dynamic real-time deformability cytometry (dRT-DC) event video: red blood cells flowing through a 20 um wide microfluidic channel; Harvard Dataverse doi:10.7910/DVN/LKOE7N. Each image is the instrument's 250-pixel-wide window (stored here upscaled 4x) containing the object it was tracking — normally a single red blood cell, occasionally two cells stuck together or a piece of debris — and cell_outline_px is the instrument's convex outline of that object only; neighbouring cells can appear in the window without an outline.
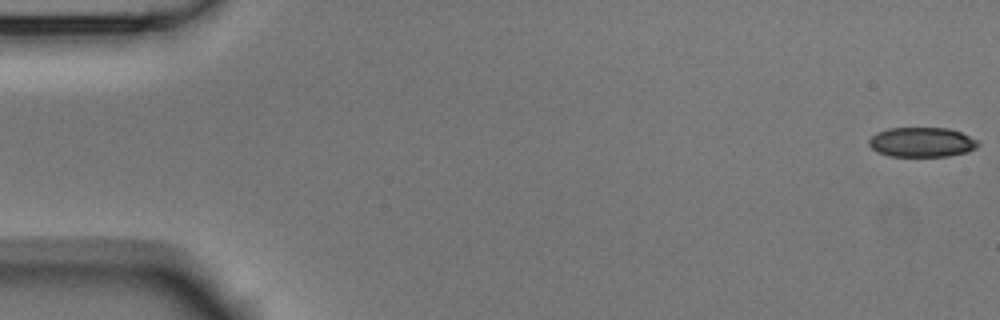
{"species": "Egyptian fruit bat (a non-hibernating species)", "species_latin": "Rousettus aegyptiacus", "temperature_condition": "room temperature", "stored_images_in_passage": 4, "segment_of_instrument_passage": [2, 2], "camera_frame_rate_fps": 3000, "um_per_image_px": 0.085, "animal": {"sex": "male"}, "frame": {"image": 1, "passage_image": 4, "time_ms": 1.0, "image_size_px": [1000, 320], "cell_outline_px": [[980, 144], [976, 148], [968, 152], [948, 156], [888, 156], [872, 148], [868, 144], [868, 140], [876, 132], [888, 128], [948, 128], [960, 132], [976, 140]], "centroid_in_image_um": [78.34, 12.08], "position_along_channel_um": 6.7, "area_um2": 18.84}}